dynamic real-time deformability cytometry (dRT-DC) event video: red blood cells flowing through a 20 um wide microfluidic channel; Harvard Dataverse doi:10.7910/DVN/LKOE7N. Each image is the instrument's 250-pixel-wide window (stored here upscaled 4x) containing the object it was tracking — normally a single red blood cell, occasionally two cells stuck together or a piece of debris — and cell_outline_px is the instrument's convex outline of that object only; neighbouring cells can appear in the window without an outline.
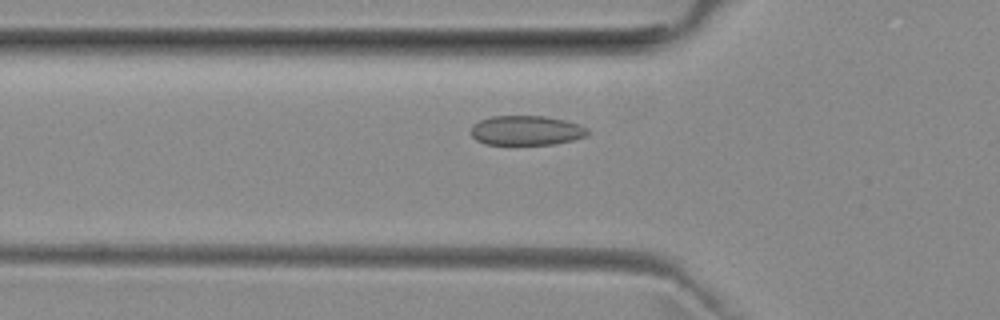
{"species": "common noctule bat (a hibernating species)", "species_latin": "Nyctalus noctula", "temperature_condition": "room temperature", "stored_images_in_passage": 43, "camera_frame_rate_fps": 3000, "um_per_image_px": 0.085, "animal": {"sex": "female", "body_mass_g": 29.2, "forearm_length_mm": 56.3}, "frame": {"image": 1, "passage_image": 8, "time_ms": 2.333, "image_size_px": [1000, 320], "cell_outline_px": [[592, 132], [588, 136], [572, 140], [552, 144], [484, 144], [476, 140], [472, 136], [472, 124], [480, 120], [492, 116], [544, 116], [564, 120], [580, 124], [588, 128]], "centroid_in_image_um": [44.78, 11.08], "position_along_channel_um": 81.0, "area_um2": 20.23}}
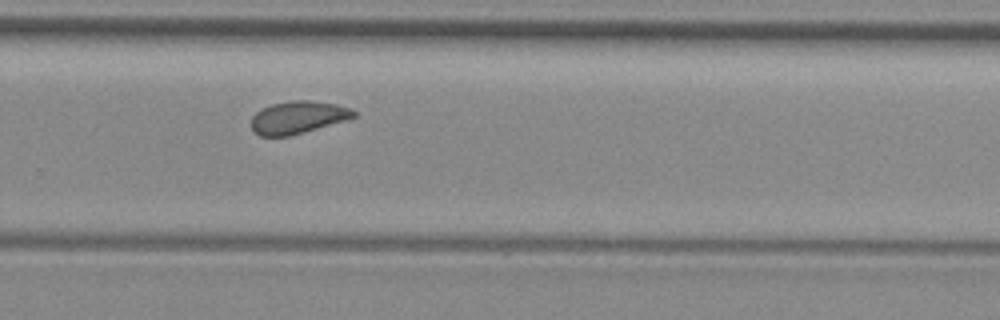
{"frame": {"image": 2, "passage_image": 25, "time_ms": 8.0, "image_size_px": [1000, 320], "cell_outline_px": [[356, 116], [344, 120], [304, 132], [288, 136], [260, 136], [252, 132], [252, 116], [260, 108], [272, 104], [292, 100], [308, 100], [336, 104], [348, 108], [356, 112]], "centroid_in_image_um": [25.26, 9.97], "position_along_channel_um": 304.5, "area_um2": 19.25}}
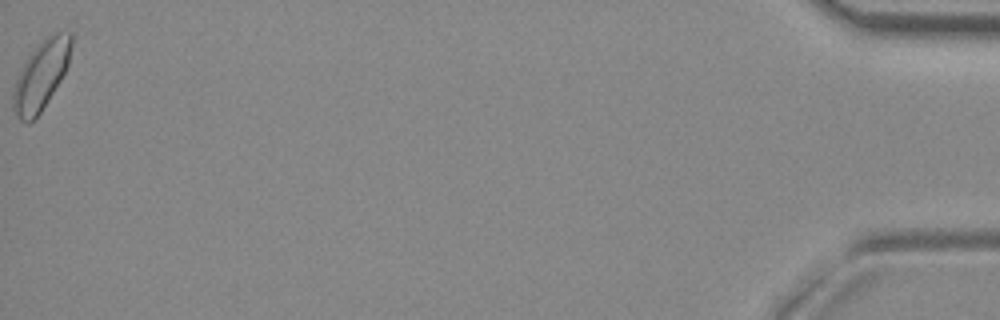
{"frame": {"image": 3, "passage_image": 43, "time_ms": 14.0, "image_size_px": [1000, 320], "cell_outline_px": [[72, 44], [68, 64], [60, 80], [40, 112], [28, 124], [20, 120], [12, 108], [12, 92], [20, 68], [28, 56], [48, 36], [56, 32], [72, 32]], "centroid_in_image_um": [3.47, 6.41], "position_along_channel_um": 431.7, "area_um2": 22.95}, "authors_computed_cell_mechanics": {"area_um2": 19.8254, "velocity_mm_per_s": 3.9501, "shape_relaxation_time_tau1_ms": 3.5767, "shape_relaxation_time_tau2_ms": null, "deformation_change_tau1": 0.0652, "deformation_change_tau2": null}}